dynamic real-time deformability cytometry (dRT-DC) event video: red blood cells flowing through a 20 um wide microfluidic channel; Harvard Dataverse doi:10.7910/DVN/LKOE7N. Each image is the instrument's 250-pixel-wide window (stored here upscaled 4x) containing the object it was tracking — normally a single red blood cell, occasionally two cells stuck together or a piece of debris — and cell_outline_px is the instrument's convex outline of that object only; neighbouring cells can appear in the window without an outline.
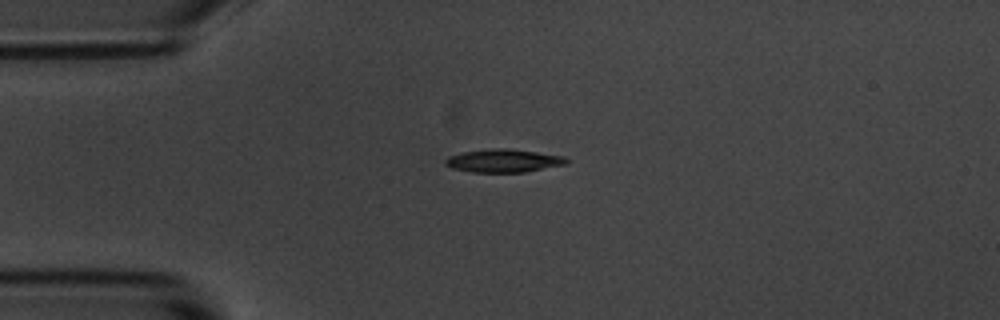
{"species": "common noctule bat (a hibernating species)", "species_latin": "Nyctalus noctula", "temperature_condition": "room temperature", "stored_images_in_passage": 7, "camera_frame_rate_fps": 3000, "um_per_image_px": 0.085, "animal": {"sex": "male", "body_mass_g": 20.1, "forearm_length_mm": 53.5}, "frame": {"image": 1, "passage_image": 1, "time_ms": 0.0, "image_size_px": [1000, 320], "cell_outline_px": [[568, 164], [524, 172], [472, 172], [452, 168], [444, 164], [444, 160], [448, 156], [460, 152], [488, 148], [508, 148], [564, 156], [568, 160]], "centroid_in_image_um": [42.76, 13.65], "position_along_channel_um": 42.2, "area_um2": 16.47}}
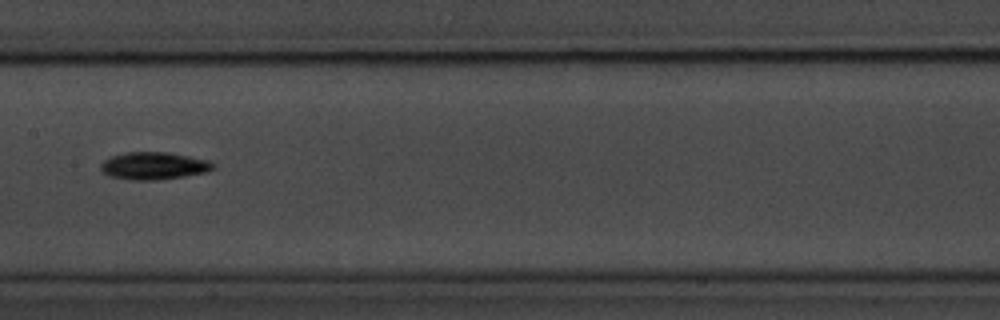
{"frame": {"image": 2, "passage_image": 5, "time_ms": 4.667, "image_size_px": [1000, 320], "cell_outline_px": [[216, 168], [204, 172], [184, 176], [152, 180], [132, 180], [108, 176], [100, 168], [100, 164], [104, 160], [112, 156], [128, 152], [164, 152], [188, 156], [208, 160]], "centroid_in_image_um": [13.03, 14.09], "position_along_channel_um": 194.4, "area_um2": 17.69}}
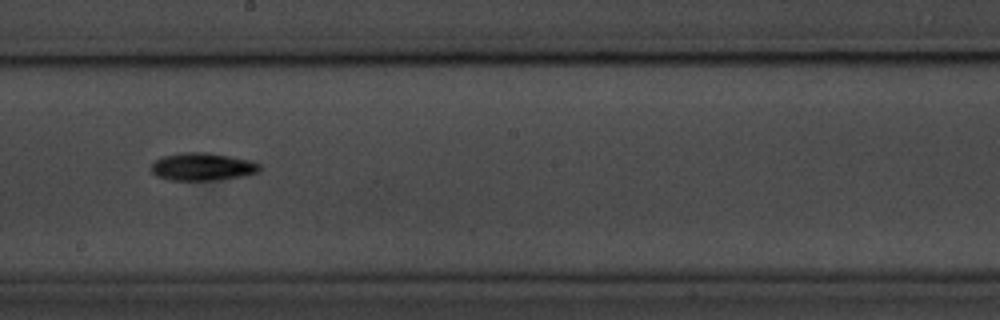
{"frame": {"image": 3, "passage_image": 6, "time_ms": 5.667, "image_size_px": [1000, 320], "cell_outline_px": [[260, 172], [244, 176], [212, 180], [172, 180], [156, 176], [152, 172], [152, 164], [156, 160], [164, 156], [180, 152], [204, 152], [228, 156], [248, 160], [260, 164]], "centroid_in_image_um": [17.21, 14.17], "position_along_channel_um": 231.0, "area_um2": 17.34}}